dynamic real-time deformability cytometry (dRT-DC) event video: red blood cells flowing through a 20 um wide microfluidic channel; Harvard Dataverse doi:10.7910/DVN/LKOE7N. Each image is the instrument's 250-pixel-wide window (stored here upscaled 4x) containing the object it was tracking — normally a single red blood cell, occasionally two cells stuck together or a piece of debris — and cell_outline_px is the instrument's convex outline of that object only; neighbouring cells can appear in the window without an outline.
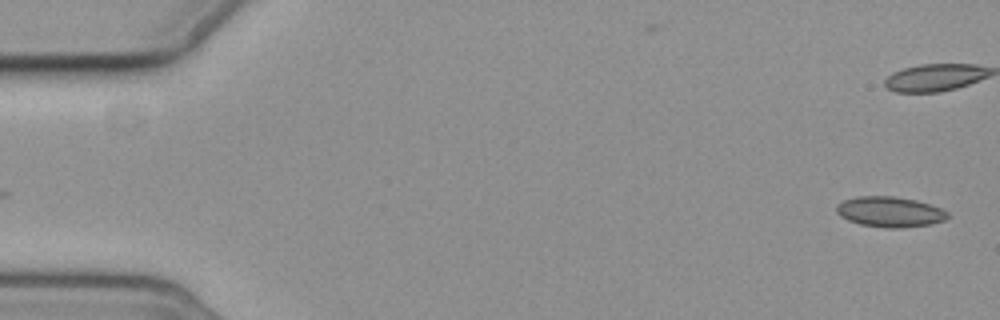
{"species": "common noctule bat (a hibernating species)", "species_latin": "Nyctalus noctula", "temperature_condition": "cold", "stored_images_in_passage": 5, "camera_frame_rate_fps": 3000, "um_per_image_px": 0.085, "animal": {"sex": "female", "body_mass_g": 19.3, "forearm_length_mm": 54.1}, "frame": {"image": 1, "passage_image": 1, "time_ms": 0.0, "image_size_px": [1000, 320], "cell_outline_px": [[948, 216], [944, 220], [932, 224], [900, 228], [884, 228], [860, 224], [848, 220], [840, 216], [836, 212], [836, 204], [844, 200], [856, 196], [892, 196], [916, 200], [940, 208], [948, 212]], "centroid_in_image_um": [75.6, 18.01], "position_along_channel_um": 9.4, "area_um2": 19.71}}